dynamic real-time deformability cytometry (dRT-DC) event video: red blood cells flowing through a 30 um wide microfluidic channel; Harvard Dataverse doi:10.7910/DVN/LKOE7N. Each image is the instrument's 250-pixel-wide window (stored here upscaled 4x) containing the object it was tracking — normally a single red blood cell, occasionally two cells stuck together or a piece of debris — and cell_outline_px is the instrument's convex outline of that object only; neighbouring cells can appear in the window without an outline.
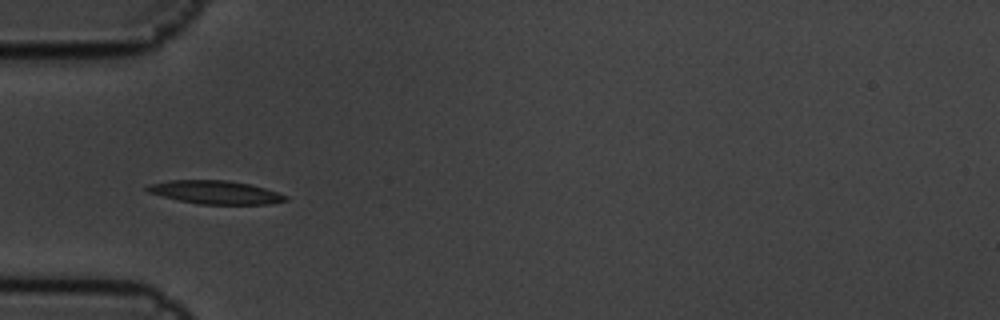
{"species": "common noctule bat (a hibernating species)", "species_latin": "Nyctalus noctula", "temperature_condition": "cold", "stored_images_in_passage": 3, "camera_frame_rate_fps": 3000, "um_per_image_px": 0.085, "animal": {"sex": "male", "body_mass_g": 19.5, "forearm_length_mm": 54.6}, "frame": {"image": 1, "passage_image": 1, "time_ms": 0.0, "image_size_px": [1000, 320], "cell_outline_px": [[288, 200], [272, 204], [200, 204], [180, 200], [148, 192], [144, 188], [148, 184], [168, 180], [228, 180], [252, 184], [288, 196]], "centroid_in_image_um": [18.33, 16.33], "position_along_channel_um": 66.7, "area_um2": 18.79}}
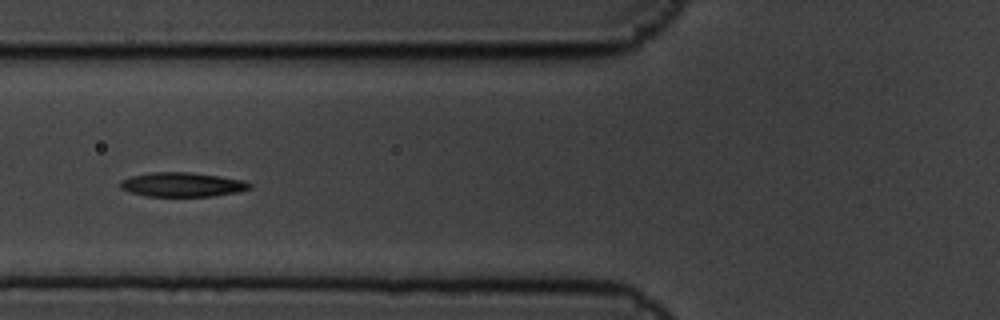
{"frame": {"image": 2, "passage_image": 2, "time_ms": 0.333, "image_size_px": [1000, 320], "cell_outline_px": [[252, 188], [236, 192], [212, 196], [148, 196], [132, 192], [120, 188], [120, 180], [128, 176], [148, 172], [188, 172], [220, 176], [244, 180], [252, 184]], "centroid_in_image_um": [15.48, 15.67], "position_along_channel_um": 110.3, "area_um2": 18.38}}
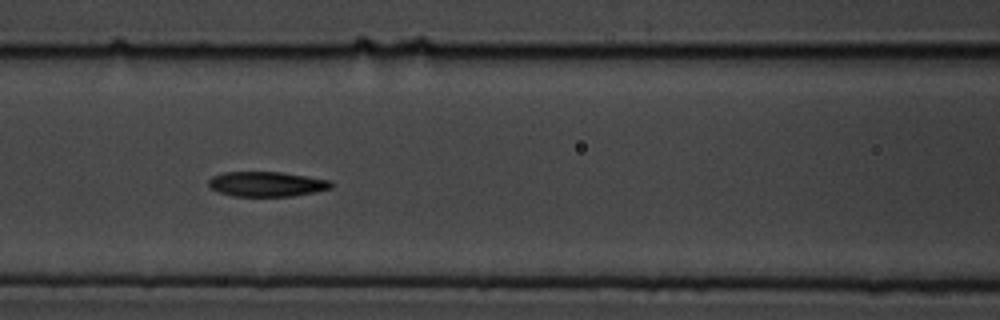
{"frame": {"image": 3, "passage_image": 3, "time_ms": 0.667, "image_size_px": [1000, 320], "cell_outline_px": [[332, 188], [292, 196], [232, 196], [220, 192], [212, 188], [208, 184], [208, 180], [212, 176], [224, 172], [280, 172], [308, 176], [332, 180]], "centroid_in_image_um": [22.68, 15.64], "position_along_channel_um": 143.9, "area_um2": 17.74}}